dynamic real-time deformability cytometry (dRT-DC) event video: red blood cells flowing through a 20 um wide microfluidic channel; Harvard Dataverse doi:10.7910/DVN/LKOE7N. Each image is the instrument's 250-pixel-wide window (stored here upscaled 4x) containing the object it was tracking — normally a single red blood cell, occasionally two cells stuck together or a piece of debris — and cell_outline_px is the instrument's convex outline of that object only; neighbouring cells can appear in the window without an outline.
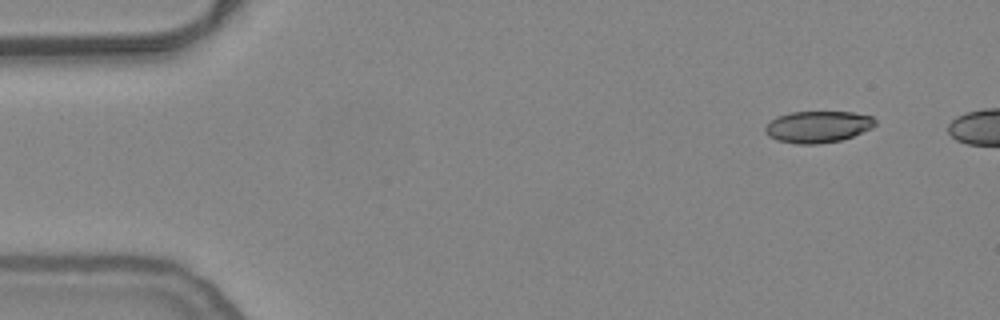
{"species": "common noctule bat (a hibernating species)", "species_latin": "Nyctalus noctula", "temperature_condition": "warm", "stored_images_in_passage": 7, "camera_frame_rate_fps": 3000, "um_per_image_px": 0.085, "animal": {"sex": "female", "body_mass_g": 24.6, "forearm_length_mm": 56.2}, "frame": {"image": 1, "passage_image": 1, "time_ms": 0.0, "image_size_px": [1000, 320], "cell_outline_px": [[876, 124], [872, 128], [852, 136], [840, 140], [820, 144], [796, 144], [776, 140], [768, 136], [764, 132], [764, 128], [768, 120], [776, 116], [788, 112], [852, 112], [872, 116], [876, 120]], "centroid_in_image_um": [69.46, 10.77], "position_along_channel_um": 15.5, "area_um2": 20.58}}